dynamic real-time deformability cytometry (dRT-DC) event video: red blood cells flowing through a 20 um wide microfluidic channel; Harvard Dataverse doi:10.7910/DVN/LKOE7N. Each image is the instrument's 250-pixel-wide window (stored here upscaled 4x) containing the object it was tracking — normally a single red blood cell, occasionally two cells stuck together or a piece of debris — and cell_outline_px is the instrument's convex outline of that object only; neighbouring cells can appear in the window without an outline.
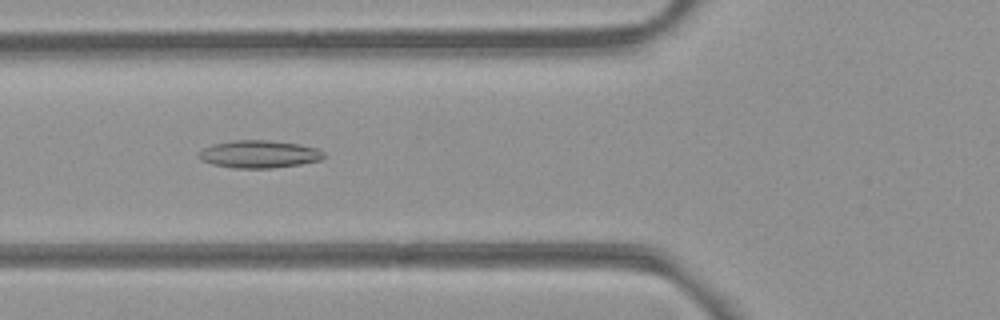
{"species": "common noctule bat (a hibernating species)", "species_latin": "Nyctalus noctula", "temperature_condition": "room temperature", "stored_images_in_passage": 46, "camera_frame_rate_fps": 3000, "um_per_image_px": 0.085, "animal": {"sex": "female", "body_mass_g": 21.9}, "frame": {"image": 1, "passage_image": 13, "time_ms": 4.0, "image_size_px": [1000, 320], "cell_outline_px": [[324, 156], [320, 160], [300, 164], [272, 168], [232, 168], [212, 164], [204, 160], [200, 156], [200, 152], [204, 148], [212, 144], [232, 140], [268, 140], [300, 144], [316, 148], [324, 152]], "centroid_in_image_um": [22.04, 13.1], "position_along_channel_um": 103.8, "area_um2": 19.94}}
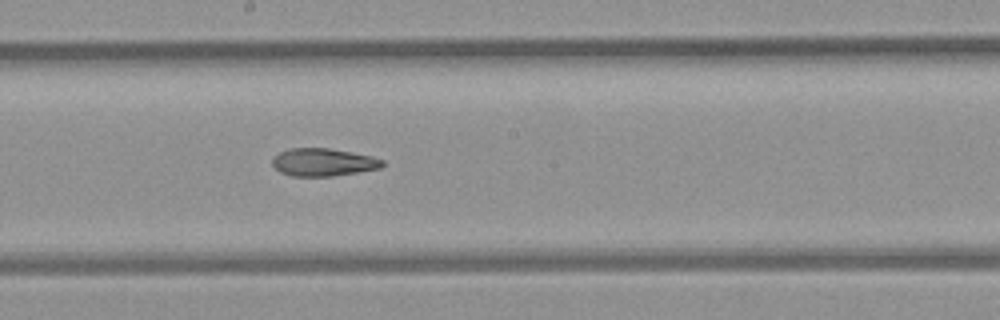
{"frame": {"image": 2, "passage_image": 22, "time_ms": 7.0, "image_size_px": [1000, 320], "cell_outline_px": [[384, 164], [380, 168], [332, 176], [292, 176], [280, 172], [272, 164], [272, 156], [288, 148], [328, 148], [352, 152], [372, 156], [384, 160]], "centroid_in_image_um": [27.45, 13.78], "position_along_channel_um": 220.7, "area_um2": 17.8}}
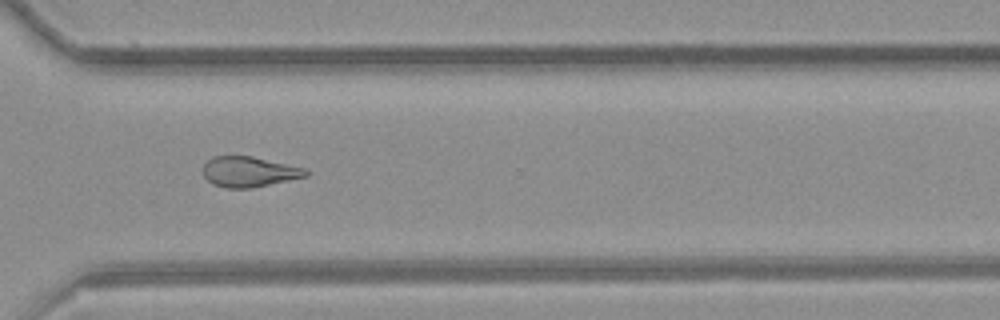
{"frame": {"image": 3, "passage_image": 32, "time_ms": 10.333, "image_size_px": [1000, 320], "cell_outline_px": [[308, 176], [248, 188], [228, 188], [212, 184], [204, 176], [204, 164], [212, 156], [252, 156], [304, 168], [308, 172]], "centroid_in_image_um": [21.14, 14.59], "position_along_channel_um": 349.5, "area_um2": 17.86}, "authors_computed_cell_mechanics": {"area_um2": 19.2474, "velocity_mm_per_s": 3.8801, "shape_relaxation_time_tau1_ms": null, "shape_relaxation_time_tau2_ms": 7.401, "deformation_change_tau1": null, "deformation_change_tau2": 0.1742}}